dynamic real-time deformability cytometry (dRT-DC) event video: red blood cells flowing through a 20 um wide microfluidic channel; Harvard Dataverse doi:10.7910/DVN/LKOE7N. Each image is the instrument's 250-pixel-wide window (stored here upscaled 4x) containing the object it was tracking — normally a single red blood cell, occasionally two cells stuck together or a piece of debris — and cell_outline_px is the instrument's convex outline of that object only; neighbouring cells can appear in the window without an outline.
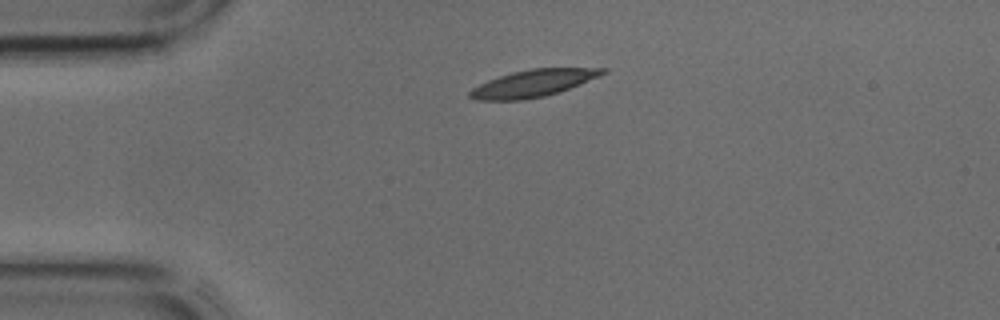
{"species": "common noctule bat (a hibernating species)", "species_latin": "Nyctalus noctula", "temperature_condition": "cold", "stored_images_in_passage": 35, "camera_frame_rate_fps": 3000, "um_per_image_px": 0.085, "animal": {"sex": "male", "body_mass_g": 17.9, "forearm_length_mm": 54.2}, "frame": {"image": 1, "passage_image": 1, "time_ms": 0.0, "image_size_px": [1000, 320], "cell_outline_px": [[608, 72], [600, 76], [560, 92], [544, 96], [524, 100], [476, 100], [468, 96], [468, 92], [472, 88], [488, 80], [512, 72], [532, 68], [608, 68]], "centroid_in_image_um": [45.33, 7.08], "position_along_channel_um": 39.7, "area_um2": 20.98}}
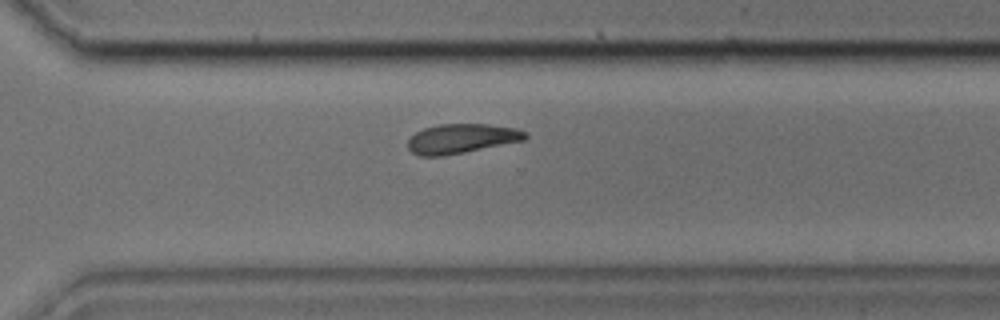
{"frame": {"image": 2, "passage_image": 22, "time_ms": 7.0, "image_size_px": [1000, 320], "cell_outline_px": [[528, 136], [524, 140], [444, 156], [420, 156], [412, 152], [408, 148], [408, 140], [416, 132], [424, 128], [440, 124], [488, 124], [516, 128], [528, 132]], "centroid_in_image_um": [39.24, 11.77], "position_along_channel_um": 331.4, "area_um2": 20.11}}
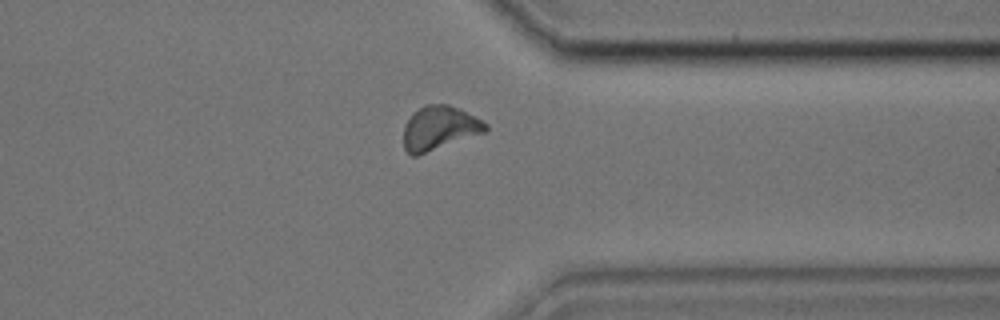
{"frame": {"image": 3, "passage_image": 25, "time_ms": 8.0, "image_size_px": [1000, 320], "cell_outline_px": [[488, 128], [484, 132], [416, 156], [412, 156], [404, 148], [404, 124], [424, 104], [448, 104], [488, 124]], "centroid_in_image_um": [37.31, 10.89], "position_along_channel_um": 374.1, "area_um2": 20.35}}